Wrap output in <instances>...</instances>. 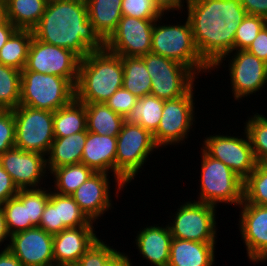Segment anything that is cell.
Wrapping results in <instances>:
<instances>
[{"label": "cell", "mask_w": 267, "mask_h": 266, "mask_svg": "<svg viewBox=\"0 0 267 266\" xmlns=\"http://www.w3.org/2000/svg\"><path fill=\"white\" fill-rule=\"evenodd\" d=\"M0 266H23V264L8 250L0 253Z\"/></svg>", "instance_id": "cell-50"}, {"label": "cell", "mask_w": 267, "mask_h": 266, "mask_svg": "<svg viewBox=\"0 0 267 266\" xmlns=\"http://www.w3.org/2000/svg\"><path fill=\"white\" fill-rule=\"evenodd\" d=\"M10 236V233L7 229L6 221L2 206H0V243Z\"/></svg>", "instance_id": "cell-52"}, {"label": "cell", "mask_w": 267, "mask_h": 266, "mask_svg": "<svg viewBox=\"0 0 267 266\" xmlns=\"http://www.w3.org/2000/svg\"><path fill=\"white\" fill-rule=\"evenodd\" d=\"M15 147V117L13 110H0V155Z\"/></svg>", "instance_id": "cell-41"}, {"label": "cell", "mask_w": 267, "mask_h": 266, "mask_svg": "<svg viewBox=\"0 0 267 266\" xmlns=\"http://www.w3.org/2000/svg\"><path fill=\"white\" fill-rule=\"evenodd\" d=\"M0 163L18 189L36 188L47 168L45 155L16 147L1 154Z\"/></svg>", "instance_id": "cell-17"}, {"label": "cell", "mask_w": 267, "mask_h": 266, "mask_svg": "<svg viewBox=\"0 0 267 266\" xmlns=\"http://www.w3.org/2000/svg\"><path fill=\"white\" fill-rule=\"evenodd\" d=\"M8 249L23 266H54L53 235L34 227L10 236Z\"/></svg>", "instance_id": "cell-15"}, {"label": "cell", "mask_w": 267, "mask_h": 266, "mask_svg": "<svg viewBox=\"0 0 267 266\" xmlns=\"http://www.w3.org/2000/svg\"><path fill=\"white\" fill-rule=\"evenodd\" d=\"M75 98V86L57 75L21 71V97L19 105L56 111Z\"/></svg>", "instance_id": "cell-5"}, {"label": "cell", "mask_w": 267, "mask_h": 266, "mask_svg": "<svg viewBox=\"0 0 267 266\" xmlns=\"http://www.w3.org/2000/svg\"><path fill=\"white\" fill-rule=\"evenodd\" d=\"M215 244L172 238L167 266H212Z\"/></svg>", "instance_id": "cell-22"}, {"label": "cell", "mask_w": 267, "mask_h": 266, "mask_svg": "<svg viewBox=\"0 0 267 266\" xmlns=\"http://www.w3.org/2000/svg\"><path fill=\"white\" fill-rule=\"evenodd\" d=\"M87 131L85 104L74 98L70 103L53 112L54 137H66Z\"/></svg>", "instance_id": "cell-26"}, {"label": "cell", "mask_w": 267, "mask_h": 266, "mask_svg": "<svg viewBox=\"0 0 267 266\" xmlns=\"http://www.w3.org/2000/svg\"><path fill=\"white\" fill-rule=\"evenodd\" d=\"M85 109L88 132L111 137H117L121 132L125 118L115 113L105 103H87Z\"/></svg>", "instance_id": "cell-27"}, {"label": "cell", "mask_w": 267, "mask_h": 266, "mask_svg": "<svg viewBox=\"0 0 267 266\" xmlns=\"http://www.w3.org/2000/svg\"><path fill=\"white\" fill-rule=\"evenodd\" d=\"M153 2L163 14L165 11L179 10L183 7L182 0H153Z\"/></svg>", "instance_id": "cell-48"}, {"label": "cell", "mask_w": 267, "mask_h": 266, "mask_svg": "<svg viewBox=\"0 0 267 266\" xmlns=\"http://www.w3.org/2000/svg\"><path fill=\"white\" fill-rule=\"evenodd\" d=\"M32 38V30L18 29L0 49V63L22 71Z\"/></svg>", "instance_id": "cell-32"}, {"label": "cell", "mask_w": 267, "mask_h": 266, "mask_svg": "<svg viewBox=\"0 0 267 266\" xmlns=\"http://www.w3.org/2000/svg\"><path fill=\"white\" fill-rule=\"evenodd\" d=\"M39 228H42L47 233H50L52 235L57 234L56 207L50 201L47 202L44 208L39 223Z\"/></svg>", "instance_id": "cell-45"}, {"label": "cell", "mask_w": 267, "mask_h": 266, "mask_svg": "<svg viewBox=\"0 0 267 266\" xmlns=\"http://www.w3.org/2000/svg\"><path fill=\"white\" fill-rule=\"evenodd\" d=\"M247 51L267 63V24L258 33Z\"/></svg>", "instance_id": "cell-46"}, {"label": "cell", "mask_w": 267, "mask_h": 266, "mask_svg": "<svg viewBox=\"0 0 267 266\" xmlns=\"http://www.w3.org/2000/svg\"><path fill=\"white\" fill-rule=\"evenodd\" d=\"M32 32L34 38L69 49L81 59L92 51L105 49V41L88 19L85 0L47 3L41 20Z\"/></svg>", "instance_id": "cell-2"}, {"label": "cell", "mask_w": 267, "mask_h": 266, "mask_svg": "<svg viewBox=\"0 0 267 266\" xmlns=\"http://www.w3.org/2000/svg\"><path fill=\"white\" fill-rule=\"evenodd\" d=\"M164 106V100L154 95H145L138 99L136 105L125 118L131 124H139L152 134L157 130Z\"/></svg>", "instance_id": "cell-30"}, {"label": "cell", "mask_w": 267, "mask_h": 266, "mask_svg": "<svg viewBox=\"0 0 267 266\" xmlns=\"http://www.w3.org/2000/svg\"><path fill=\"white\" fill-rule=\"evenodd\" d=\"M241 228L242 239L245 241L246 250L250 261L267 260V206L241 203ZM244 206V207H243Z\"/></svg>", "instance_id": "cell-18"}, {"label": "cell", "mask_w": 267, "mask_h": 266, "mask_svg": "<svg viewBox=\"0 0 267 266\" xmlns=\"http://www.w3.org/2000/svg\"><path fill=\"white\" fill-rule=\"evenodd\" d=\"M118 253L97 239L74 266H106Z\"/></svg>", "instance_id": "cell-39"}, {"label": "cell", "mask_w": 267, "mask_h": 266, "mask_svg": "<svg viewBox=\"0 0 267 266\" xmlns=\"http://www.w3.org/2000/svg\"><path fill=\"white\" fill-rule=\"evenodd\" d=\"M94 171L85 164L64 165L51 171L54 175L56 193L61 195H71L80 187ZM59 191V192H58Z\"/></svg>", "instance_id": "cell-34"}, {"label": "cell", "mask_w": 267, "mask_h": 266, "mask_svg": "<svg viewBox=\"0 0 267 266\" xmlns=\"http://www.w3.org/2000/svg\"><path fill=\"white\" fill-rule=\"evenodd\" d=\"M7 21V11L5 0H0V25Z\"/></svg>", "instance_id": "cell-53"}, {"label": "cell", "mask_w": 267, "mask_h": 266, "mask_svg": "<svg viewBox=\"0 0 267 266\" xmlns=\"http://www.w3.org/2000/svg\"><path fill=\"white\" fill-rule=\"evenodd\" d=\"M229 64L232 91L239 100L260 90L267 82V63L247 50H236Z\"/></svg>", "instance_id": "cell-16"}, {"label": "cell", "mask_w": 267, "mask_h": 266, "mask_svg": "<svg viewBox=\"0 0 267 266\" xmlns=\"http://www.w3.org/2000/svg\"><path fill=\"white\" fill-rule=\"evenodd\" d=\"M128 256L118 253L106 266H131Z\"/></svg>", "instance_id": "cell-51"}, {"label": "cell", "mask_w": 267, "mask_h": 266, "mask_svg": "<svg viewBox=\"0 0 267 266\" xmlns=\"http://www.w3.org/2000/svg\"><path fill=\"white\" fill-rule=\"evenodd\" d=\"M266 24L264 17L247 14L235 32L234 50H247Z\"/></svg>", "instance_id": "cell-38"}, {"label": "cell", "mask_w": 267, "mask_h": 266, "mask_svg": "<svg viewBox=\"0 0 267 266\" xmlns=\"http://www.w3.org/2000/svg\"><path fill=\"white\" fill-rule=\"evenodd\" d=\"M17 30L9 20L0 25V49Z\"/></svg>", "instance_id": "cell-49"}, {"label": "cell", "mask_w": 267, "mask_h": 266, "mask_svg": "<svg viewBox=\"0 0 267 266\" xmlns=\"http://www.w3.org/2000/svg\"><path fill=\"white\" fill-rule=\"evenodd\" d=\"M18 191L19 189L13 182L11 176L0 163V206L9 198L15 197Z\"/></svg>", "instance_id": "cell-44"}, {"label": "cell", "mask_w": 267, "mask_h": 266, "mask_svg": "<svg viewBox=\"0 0 267 266\" xmlns=\"http://www.w3.org/2000/svg\"><path fill=\"white\" fill-rule=\"evenodd\" d=\"M168 225L172 238L196 242H216L215 206L202 202L181 205Z\"/></svg>", "instance_id": "cell-11"}, {"label": "cell", "mask_w": 267, "mask_h": 266, "mask_svg": "<svg viewBox=\"0 0 267 266\" xmlns=\"http://www.w3.org/2000/svg\"><path fill=\"white\" fill-rule=\"evenodd\" d=\"M122 16L138 19H161L162 12L153 0H122Z\"/></svg>", "instance_id": "cell-40"}, {"label": "cell", "mask_w": 267, "mask_h": 266, "mask_svg": "<svg viewBox=\"0 0 267 266\" xmlns=\"http://www.w3.org/2000/svg\"><path fill=\"white\" fill-rule=\"evenodd\" d=\"M201 193L197 202L215 206L219 202L240 205L243 202L241 179L232 169L220 160L209 156L202 149Z\"/></svg>", "instance_id": "cell-7"}, {"label": "cell", "mask_w": 267, "mask_h": 266, "mask_svg": "<svg viewBox=\"0 0 267 266\" xmlns=\"http://www.w3.org/2000/svg\"><path fill=\"white\" fill-rule=\"evenodd\" d=\"M242 203L267 206V163H257L244 180Z\"/></svg>", "instance_id": "cell-36"}, {"label": "cell", "mask_w": 267, "mask_h": 266, "mask_svg": "<svg viewBox=\"0 0 267 266\" xmlns=\"http://www.w3.org/2000/svg\"><path fill=\"white\" fill-rule=\"evenodd\" d=\"M136 245L144 258L155 266H167L172 235L169 227L149 226L136 236Z\"/></svg>", "instance_id": "cell-23"}, {"label": "cell", "mask_w": 267, "mask_h": 266, "mask_svg": "<svg viewBox=\"0 0 267 266\" xmlns=\"http://www.w3.org/2000/svg\"><path fill=\"white\" fill-rule=\"evenodd\" d=\"M240 2L247 14L267 19V0H240Z\"/></svg>", "instance_id": "cell-47"}, {"label": "cell", "mask_w": 267, "mask_h": 266, "mask_svg": "<svg viewBox=\"0 0 267 266\" xmlns=\"http://www.w3.org/2000/svg\"><path fill=\"white\" fill-rule=\"evenodd\" d=\"M7 20L17 29L32 30L41 20L47 2L45 0H5Z\"/></svg>", "instance_id": "cell-28"}, {"label": "cell", "mask_w": 267, "mask_h": 266, "mask_svg": "<svg viewBox=\"0 0 267 266\" xmlns=\"http://www.w3.org/2000/svg\"><path fill=\"white\" fill-rule=\"evenodd\" d=\"M80 60L81 58L69 49L47 44L33 37L23 70L57 75L76 86Z\"/></svg>", "instance_id": "cell-10"}, {"label": "cell", "mask_w": 267, "mask_h": 266, "mask_svg": "<svg viewBox=\"0 0 267 266\" xmlns=\"http://www.w3.org/2000/svg\"><path fill=\"white\" fill-rule=\"evenodd\" d=\"M138 97L127 91L124 87L119 88L105 104L115 113L126 118L138 101Z\"/></svg>", "instance_id": "cell-43"}, {"label": "cell", "mask_w": 267, "mask_h": 266, "mask_svg": "<svg viewBox=\"0 0 267 266\" xmlns=\"http://www.w3.org/2000/svg\"><path fill=\"white\" fill-rule=\"evenodd\" d=\"M193 87L181 97L164 100L162 117L153 133L158 147L176 144L187 138L194 119Z\"/></svg>", "instance_id": "cell-13"}, {"label": "cell", "mask_w": 267, "mask_h": 266, "mask_svg": "<svg viewBox=\"0 0 267 266\" xmlns=\"http://www.w3.org/2000/svg\"><path fill=\"white\" fill-rule=\"evenodd\" d=\"M245 130L257 163H267V118L255 114L246 122Z\"/></svg>", "instance_id": "cell-37"}, {"label": "cell", "mask_w": 267, "mask_h": 266, "mask_svg": "<svg viewBox=\"0 0 267 266\" xmlns=\"http://www.w3.org/2000/svg\"><path fill=\"white\" fill-rule=\"evenodd\" d=\"M87 138V131H81L66 137H55L46 159L50 172L64 165L81 163L82 151Z\"/></svg>", "instance_id": "cell-25"}, {"label": "cell", "mask_w": 267, "mask_h": 266, "mask_svg": "<svg viewBox=\"0 0 267 266\" xmlns=\"http://www.w3.org/2000/svg\"><path fill=\"white\" fill-rule=\"evenodd\" d=\"M123 87L122 57L106 48L80 60L75 98L80 102L105 103Z\"/></svg>", "instance_id": "cell-3"}, {"label": "cell", "mask_w": 267, "mask_h": 266, "mask_svg": "<svg viewBox=\"0 0 267 266\" xmlns=\"http://www.w3.org/2000/svg\"><path fill=\"white\" fill-rule=\"evenodd\" d=\"M92 225L67 228L53 235L54 266H74L98 239Z\"/></svg>", "instance_id": "cell-19"}, {"label": "cell", "mask_w": 267, "mask_h": 266, "mask_svg": "<svg viewBox=\"0 0 267 266\" xmlns=\"http://www.w3.org/2000/svg\"><path fill=\"white\" fill-rule=\"evenodd\" d=\"M123 87L138 98L149 95L151 76L141 57H122Z\"/></svg>", "instance_id": "cell-29"}, {"label": "cell", "mask_w": 267, "mask_h": 266, "mask_svg": "<svg viewBox=\"0 0 267 266\" xmlns=\"http://www.w3.org/2000/svg\"><path fill=\"white\" fill-rule=\"evenodd\" d=\"M193 39L201 58L219 66L234 51L235 32L247 15L240 0H186Z\"/></svg>", "instance_id": "cell-1"}, {"label": "cell", "mask_w": 267, "mask_h": 266, "mask_svg": "<svg viewBox=\"0 0 267 266\" xmlns=\"http://www.w3.org/2000/svg\"><path fill=\"white\" fill-rule=\"evenodd\" d=\"M49 198L50 193H47L44 189H39V187L38 189H28L29 220L35 227H39L41 216Z\"/></svg>", "instance_id": "cell-42"}, {"label": "cell", "mask_w": 267, "mask_h": 266, "mask_svg": "<svg viewBox=\"0 0 267 266\" xmlns=\"http://www.w3.org/2000/svg\"><path fill=\"white\" fill-rule=\"evenodd\" d=\"M107 176L104 172H94L71 194L81 211L92 222L112 206Z\"/></svg>", "instance_id": "cell-20"}, {"label": "cell", "mask_w": 267, "mask_h": 266, "mask_svg": "<svg viewBox=\"0 0 267 266\" xmlns=\"http://www.w3.org/2000/svg\"><path fill=\"white\" fill-rule=\"evenodd\" d=\"M49 201L56 207L57 233L67 228L92 225L71 195H61L50 191Z\"/></svg>", "instance_id": "cell-31"}, {"label": "cell", "mask_w": 267, "mask_h": 266, "mask_svg": "<svg viewBox=\"0 0 267 266\" xmlns=\"http://www.w3.org/2000/svg\"><path fill=\"white\" fill-rule=\"evenodd\" d=\"M117 137L98 135L87 131V138L82 151L81 163L94 172H114Z\"/></svg>", "instance_id": "cell-21"}, {"label": "cell", "mask_w": 267, "mask_h": 266, "mask_svg": "<svg viewBox=\"0 0 267 266\" xmlns=\"http://www.w3.org/2000/svg\"><path fill=\"white\" fill-rule=\"evenodd\" d=\"M21 97V71L0 63V110H13Z\"/></svg>", "instance_id": "cell-35"}, {"label": "cell", "mask_w": 267, "mask_h": 266, "mask_svg": "<svg viewBox=\"0 0 267 266\" xmlns=\"http://www.w3.org/2000/svg\"><path fill=\"white\" fill-rule=\"evenodd\" d=\"M141 58L151 76V95L163 100L175 99L193 86L196 76L187 66L152 52Z\"/></svg>", "instance_id": "cell-9"}, {"label": "cell", "mask_w": 267, "mask_h": 266, "mask_svg": "<svg viewBox=\"0 0 267 266\" xmlns=\"http://www.w3.org/2000/svg\"><path fill=\"white\" fill-rule=\"evenodd\" d=\"M88 19L106 42L116 31L122 17V0H85Z\"/></svg>", "instance_id": "cell-24"}, {"label": "cell", "mask_w": 267, "mask_h": 266, "mask_svg": "<svg viewBox=\"0 0 267 266\" xmlns=\"http://www.w3.org/2000/svg\"><path fill=\"white\" fill-rule=\"evenodd\" d=\"M157 21L158 19L152 29V53L175 60L197 75L201 70L210 71L211 67L201 58L196 48L188 18L184 25L157 26Z\"/></svg>", "instance_id": "cell-6"}, {"label": "cell", "mask_w": 267, "mask_h": 266, "mask_svg": "<svg viewBox=\"0 0 267 266\" xmlns=\"http://www.w3.org/2000/svg\"><path fill=\"white\" fill-rule=\"evenodd\" d=\"M154 148L158 146L150 131L139 124L124 122L117 135L115 157V179L119 190L134 179Z\"/></svg>", "instance_id": "cell-4"}, {"label": "cell", "mask_w": 267, "mask_h": 266, "mask_svg": "<svg viewBox=\"0 0 267 266\" xmlns=\"http://www.w3.org/2000/svg\"><path fill=\"white\" fill-rule=\"evenodd\" d=\"M47 3H50V2H55V1H59V0H45Z\"/></svg>", "instance_id": "cell-54"}, {"label": "cell", "mask_w": 267, "mask_h": 266, "mask_svg": "<svg viewBox=\"0 0 267 266\" xmlns=\"http://www.w3.org/2000/svg\"><path fill=\"white\" fill-rule=\"evenodd\" d=\"M246 139L215 135L205 138L203 150L214 159L220 160L245 180L255 169L257 161L254 157L249 136Z\"/></svg>", "instance_id": "cell-14"}, {"label": "cell", "mask_w": 267, "mask_h": 266, "mask_svg": "<svg viewBox=\"0 0 267 266\" xmlns=\"http://www.w3.org/2000/svg\"><path fill=\"white\" fill-rule=\"evenodd\" d=\"M157 19L122 16L105 48L121 57H142L151 52L152 29Z\"/></svg>", "instance_id": "cell-12"}, {"label": "cell", "mask_w": 267, "mask_h": 266, "mask_svg": "<svg viewBox=\"0 0 267 266\" xmlns=\"http://www.w3.org/2000/svg\"><path fill=\"white\" fill-rule=\"evenodd\" d=\"M2 209L10 236L35 227L29 220L28 189H19L15 197L2 205Z\"/></svg>", "instance_id": "cell-33"}, {"label": "cell", "mask_w": 267, "mask_h": 266, "mask_svg": "<svg viewBox=\"0 0 267 266\" xmlns=\"http://www.w3.org/2000/svg\"><path fill=\"white\" fill-rule=\"evenodd\" d=\"M15 117V147L42 155L48 154L54 137L53 112L18 105Z\"/></svg>", "instance_id": "cell-8"}]
</instances>
